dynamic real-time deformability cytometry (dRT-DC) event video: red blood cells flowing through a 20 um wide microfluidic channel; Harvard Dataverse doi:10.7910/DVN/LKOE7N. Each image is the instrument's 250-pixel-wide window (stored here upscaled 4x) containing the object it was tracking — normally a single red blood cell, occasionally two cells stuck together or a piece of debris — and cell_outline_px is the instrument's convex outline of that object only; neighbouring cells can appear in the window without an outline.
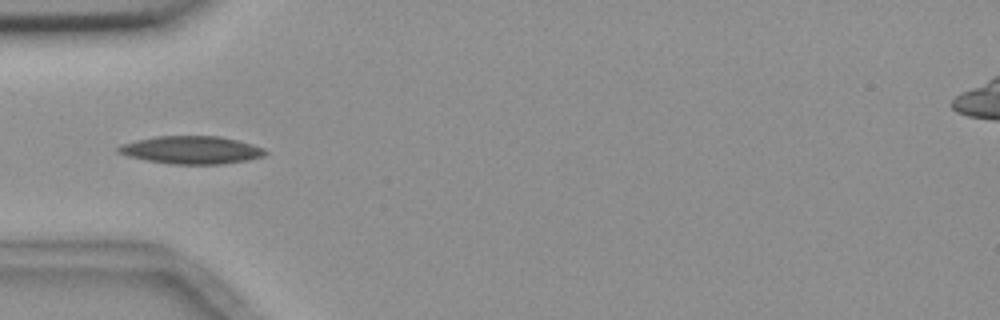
{"species": "common noctule bat (a hibernating species)", "species_latin": "Nyctalus noctula", "temperature_condition": "room temperature", "stored_images_in_passage": 9, "camera_frame_rate_fps": 3000, "um_per_image_px": 0.085, "animal": {"sex": "female", "body_mass_g": 18.4}, "frame": {"image": 1, "passage_image": 4, "time_ms": 3.667, "image_size_px": [1000, 320], "cell_outline_px": [[268, 152], [264, 156], [224, 164], [168, 164], [144, 160], [128, 156], [116, 152], [116, 148], [120, 144], [136, 140], [156, 136], [220, 136], [252, 144], [264, 148]], "centroid_in_image_um": [16.22, 12.75], "position_along_channel_um": 68.8, "area_um2": 23.93}}
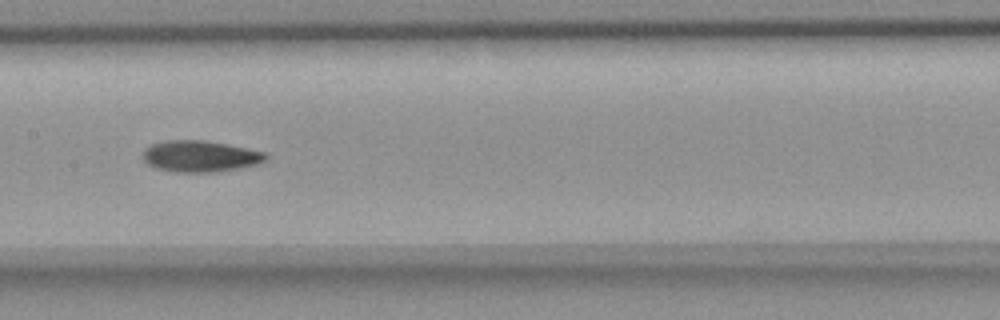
{"frame": {"image": 2, "passage_image": 7, "time_ms": 7.0, "image_size_px": [1000, 320], "cell_outline_px": [[268, 160], [256, 164], [240, 168], [216, 172], [176, 172], [156, 168], [148, 164], [144, 160], [144, 148], [152, 144], [168, 140], [204, 140], [228, 144], [264, 152], [268, 156]], "centroid_in_image_um": [17.03, 13.28], "position_along_channel_um": 190.4, "area_um2": 22.43}}
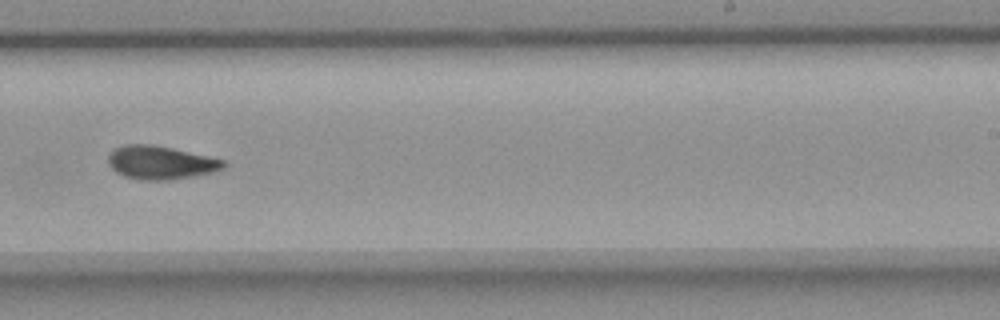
{"frame": {"image": 3, "passage_image": 9, "time_ms": 9.333, "image_size_px": [1000, 320], "cell_outline_px": [[228, 164], [224, 168], [212, 172], [196, 176], [168, 180], [136, 180], [124, 176], [116, 172], [108, 164], [108, 156], [116, 148], [124, 144], [152, 144], [172, 148], [224, 160]], "centroid_in_image_um": [13.65, 13.83], "position_along_channel_um": 275.4, "area_um2": 22.48}}